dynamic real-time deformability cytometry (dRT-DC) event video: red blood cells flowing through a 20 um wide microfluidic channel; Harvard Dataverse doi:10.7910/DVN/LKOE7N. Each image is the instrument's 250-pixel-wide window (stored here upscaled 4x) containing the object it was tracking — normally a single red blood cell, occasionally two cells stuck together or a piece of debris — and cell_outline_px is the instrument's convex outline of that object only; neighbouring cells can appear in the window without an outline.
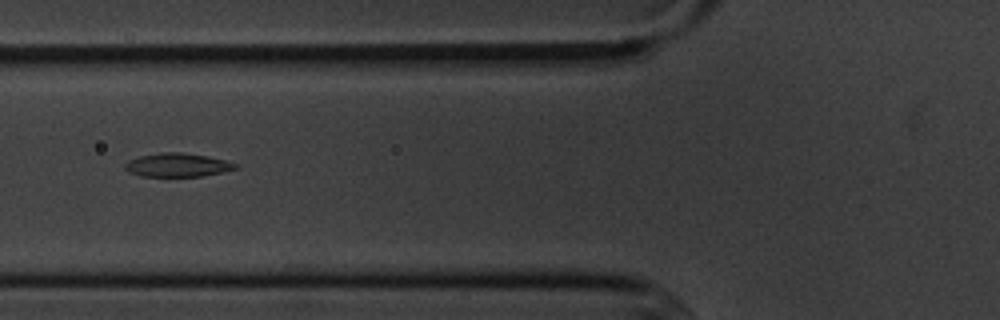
{"species": "common noctule bat (a hibernating species)", "species_latin": "Nyctalus noctula", "temperature_condition": "cold", "stored_images_in_passage": 2, "camera_frame_rate_fps": 3000, "um_per_image_px": 0.085, "animal": {"sex": "male", "body_mass_g": 20.1, "forearm_length_mm": 53.5}, "frame": {"image": 1, "passage_image": 2, "time_ms": 1.333, "image_size_px": [1000, 320], "cell_outline_px": [[240, 168], [224, 172], [200, 176], [140, 176], [128, 172], [124, 168], [124, 164], [128, 160], [140, 156], [160, 152], [184, 152], [208, 156], [224, 160], [236, 164]], "centroid_in_image_um": [15.07, 14.02], "position_along_channel_um": 110.7, "area_um2": 15.32}}